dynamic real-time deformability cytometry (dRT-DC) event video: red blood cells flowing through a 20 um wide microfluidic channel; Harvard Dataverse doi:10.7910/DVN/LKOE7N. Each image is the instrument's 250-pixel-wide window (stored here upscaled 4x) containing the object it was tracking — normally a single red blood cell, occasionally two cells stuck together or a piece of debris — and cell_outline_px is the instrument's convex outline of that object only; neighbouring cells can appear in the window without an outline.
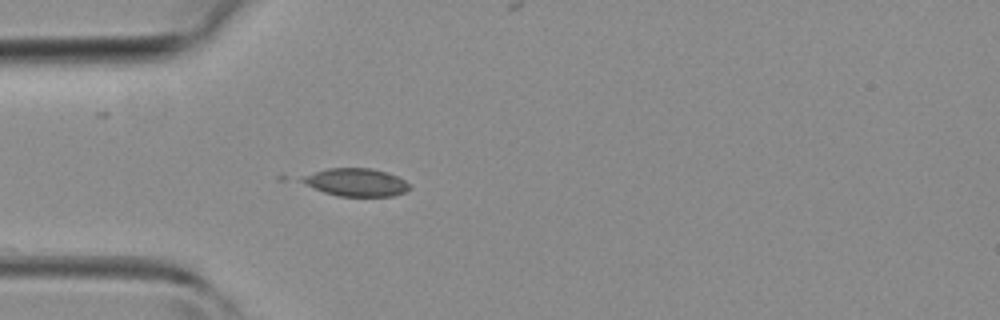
{"species": "common noctule bat (a hibernating species)", "species_latin": "Nyctalus noctula", "temperature_condition": "room temperature", "stored_images_in_passage": 8, "camera_frame_rate_fps": 3000, "um_per_image_px": 0.085, "animal": {"sex": "female", "body_mass_g": 19.3, "forearm_length_mm": 54.1}, "frame": {"image": 1, "passage_image": 1, "time_ms": 0.0, "image_size_px": [1000, 320], "cell_outline_px": [[408, 188], [404, 192], [392, 196], [336, 196], [324, 192], [300, 180], [300, 176], [328, 168], [372, 168], [388, 172], [404, 180], [408, 184]], "centroid_in_image_um": [30.25, 15.48], "position_along_channel_um": 54.7, "area_um2": 17.22}}
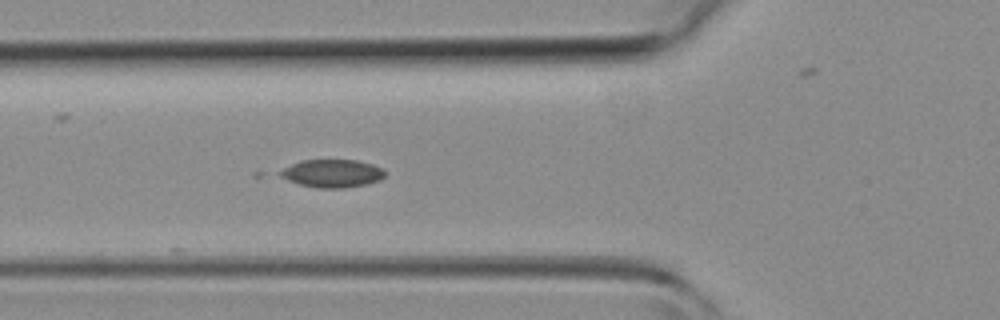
{"frame": {"image": 2, "passage_image": 4, "time_ms": 1.0, "image_size_px": [1000, 320], "cell_outline_px": [[388, 172], [380, 180], [368, 184], [344, 188], [316, 188], [300, 184], [288, 180], [280, 176], [276, 172], [300, 160], [356, 160], [372, 164], [384, 168]], "centroid_in_image_um": [28.27, 14.74], "position_along_channel_um": 97.5, "area_um2": 17.28}}
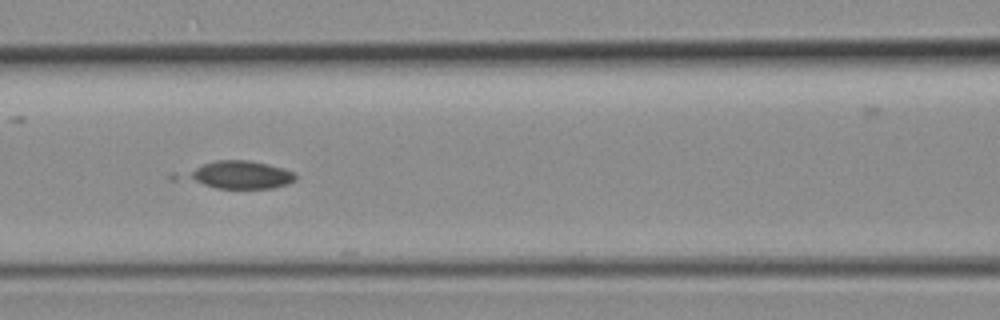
{"frame": {"image": 3, "passage_image": 7, "time_ms": 2.0, "image_size_px": [1000, 320], "cell_outline_px": [[296, 180], [288, 184], [272, 188], [216, 188], [168, 180], [168, 176], [172, 172], [216, 160], [248, 160], [268, 164], [296, 172]], "centroid_in_image_um": [19.95, 14.87], "position_along_channel_um": 146.7, "area_um2": 19.71}}